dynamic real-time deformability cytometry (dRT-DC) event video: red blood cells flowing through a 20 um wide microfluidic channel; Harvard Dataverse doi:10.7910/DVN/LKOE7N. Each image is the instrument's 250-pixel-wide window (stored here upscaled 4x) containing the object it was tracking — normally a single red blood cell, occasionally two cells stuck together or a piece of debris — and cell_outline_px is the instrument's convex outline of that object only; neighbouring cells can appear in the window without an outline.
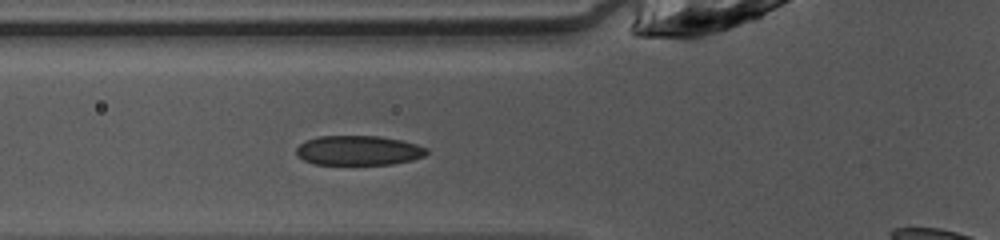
{"species": "common noctule bat (a hibernating species)", "species_latin": "Nyctalus noctula", "temperature_condition": "warm", "stored_images_in_passage": 28, "camera_frame_rate_fps": 3000, "um_per_image_px": 0.085, "animal": {"sex": "female", "body_mass_g": 10.0, "forearm_length_mm": 53.1}, "frame": {"image": 1, "passage_image": 3, "time_ms": 0.667, "image_size_px": [1000, 240], "cell_outline_px": [[428, 152], [424, 156], [412, 160], [392, 164], [312, 164], [296, 156], [296, 148], [304, 140], [320, 136], [380, 136], [400, 140], [416, 144], [428, 148]], "centroid_in_image_um": [30.45, 12.78], "position_along_channel_um": 95.4, "area_um2": 22.6}}
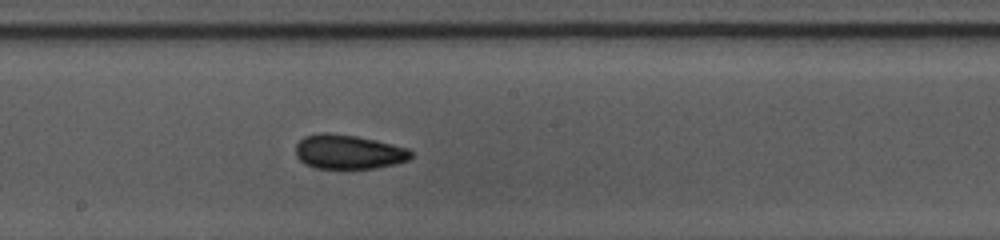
{"frame": {"image": 2, "passage_image": 12, "time_ms": 3.667, "image_size_px": [1000, 240], "cell_outline_px": [[412, 156], [408, 160], [396, 164], [376, 168], [316, 168], [304, 164], [296, 156], [296, 144], [304, 136], [320, 132], [328, 132], [356, 136], [392, 144], [408, 148], [412, 152]], "centroid_in_image_um": [29.6, 12.91], "position_along_channel_um": 218.6, "area_um2": 23.12}}
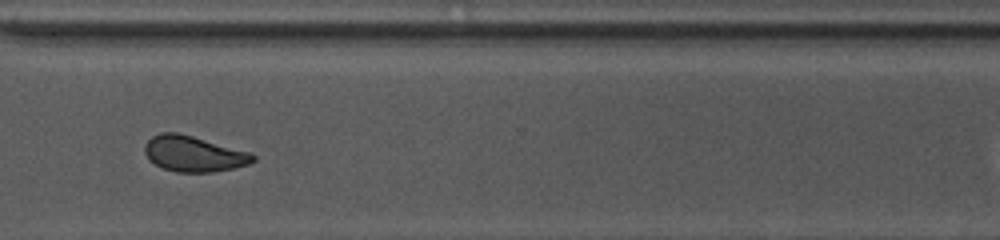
{"frame": {"image": 3, "passage_image": 22, "time_ms": 7.0, "image_size_px": [1000, 240], "cell_outline_px": [[256, 160], [248, 164], [232, 168], [212, 172], [176, 172], [164, 168], [156, 164], [144, 152], [144, 144], [152, 136], [160, 132], [176, 132], [192, 136], [252, 152], [256, 156]], "centroid_in_image_um": [16.49, 13.06], "position_along_channel_um": 354.1, "area_um2": 22.43}}